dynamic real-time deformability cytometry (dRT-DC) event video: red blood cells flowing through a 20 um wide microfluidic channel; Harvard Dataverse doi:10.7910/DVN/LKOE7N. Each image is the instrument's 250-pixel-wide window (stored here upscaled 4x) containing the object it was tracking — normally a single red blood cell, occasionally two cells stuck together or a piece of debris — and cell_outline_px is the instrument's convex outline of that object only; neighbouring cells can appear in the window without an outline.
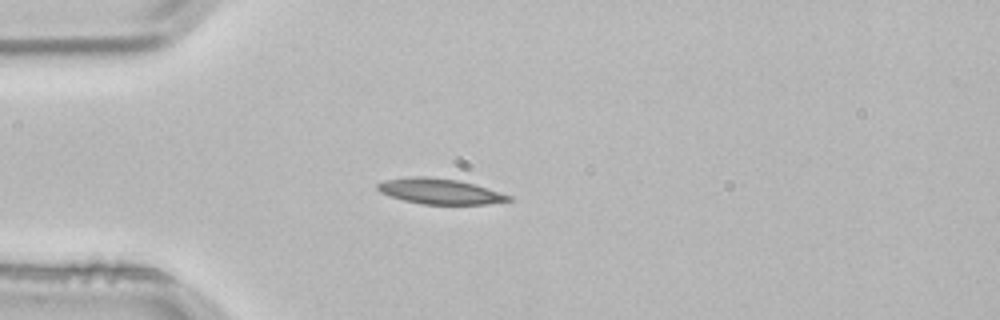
{"species": "common noctule bat (a hibernating species)", "species_latin": "Nyctalus noctula", "temperature_condition": "room temperature", "stored_images_in_passage": 2, "camera_frame_rate_fps": 3000, "um_per_image_px": 0.085, "animal": {"sex": "male", "body_mass_g": 21.5, "forearm_length_mm": 52.0}, "frame": {"image": 1, "passage_image": 2, "time_ms": 0.333, "image_size_px": [1000, 320], "cell_outline_px": [[512, 200], [488, 204], [420, 204], [404, 200], [380, 192], [376, 188], [376, 184], [384, 180], [412, 176], [428, 176], [456, 180], [472, 184], [500, 192], [512, 196]], "centroid_in_image_um": [37.36, 16.26], "position_along_channel_um": 47.6, "area_um2": 19.31}}